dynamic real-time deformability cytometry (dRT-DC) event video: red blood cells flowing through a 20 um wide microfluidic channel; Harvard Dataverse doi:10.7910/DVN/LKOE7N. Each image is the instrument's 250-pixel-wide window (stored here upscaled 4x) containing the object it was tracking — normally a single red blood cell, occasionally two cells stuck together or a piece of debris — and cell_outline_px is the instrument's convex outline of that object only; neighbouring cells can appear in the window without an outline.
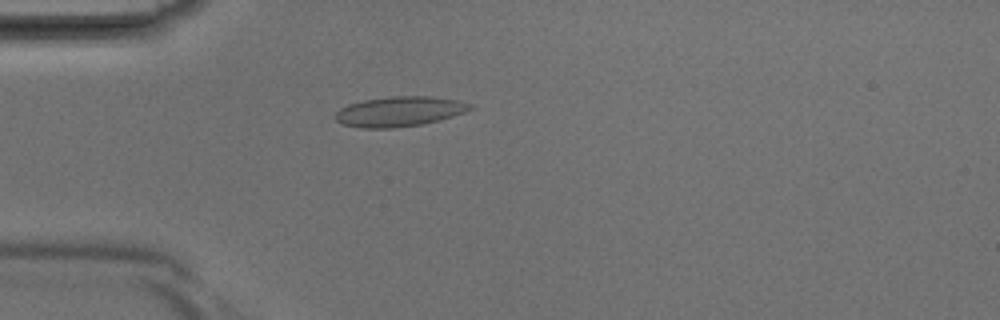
{"species": "Egyptian fruit bat (a non-hibernating species)", "species_latin": "Rousettus aegyptiacus", "temperature_condition": "room temperature", "stored_images_in_passage": 39, "camera_frame_rate_fps": 3000, "um_per_image_px": 0.085, "animal": {"sex": "male"}, "frame": {"image": 1, "passage_image": 10, "time_ms": 3.0, "image_size_px": [1000, 320], "cell_outline_px": [[476, 108], [452, 116], [420, 124], [392, 128], [360, 128], [344, 124], [336, 120], [336, 112], [340, 108], [348, 104], [364, 100], [392, 96], [432, 96], [456, 100], [472, 104]], "centroid_in_image_um": [33.95, 9.47], "position_along_channel_um": 51.0, "area_um2": 23.35}}
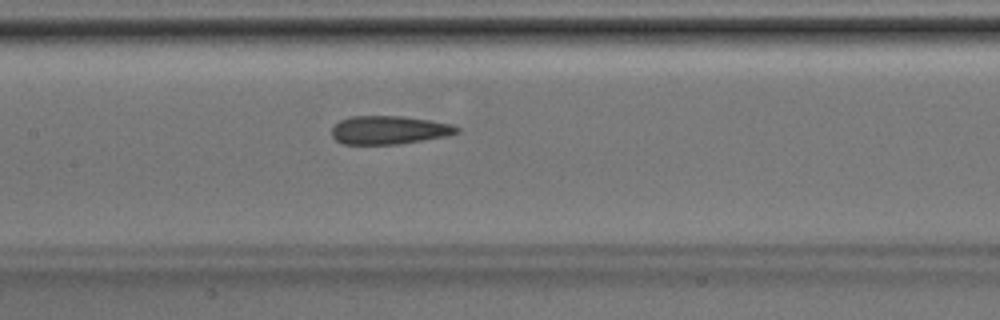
{"frame": {"image": 2, "passage_image": 18, "time_ms": 5.667, "image_size_px": [1000, 320], "cell_outline_px": [[460, 132], [448, 136], [400, 144], [344, 144], [336, 140], [332, 136], [332, 128], [340, 120], [352, 116], [400, 116], [428, 120], [448, 124], [460, 128]], "centroid_in_image_um": [33.07, 11.06], "position_along_channel_um": 174.3, "area_um2": 20.58}}
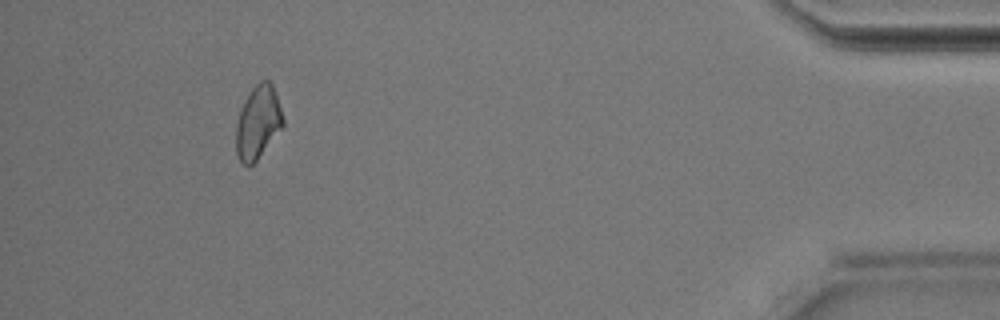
{"frame": {"image": 3, "passage_image": 36, "time_ms": 11.667, "image_size_px": [1000, 320], "cell_outline_px": [[284, 128], [256, 160], [252, 164], [244, 164], [240, 160], [236, 152], [236, 124], [244, 100], [252, 88], [260, 80], [268, 80], [272, 84], [284, 120]], "centroid_in_image_um": [21.94, 10.4], "position_along_channel_um": 413.3, "area_um2": 19.88}}